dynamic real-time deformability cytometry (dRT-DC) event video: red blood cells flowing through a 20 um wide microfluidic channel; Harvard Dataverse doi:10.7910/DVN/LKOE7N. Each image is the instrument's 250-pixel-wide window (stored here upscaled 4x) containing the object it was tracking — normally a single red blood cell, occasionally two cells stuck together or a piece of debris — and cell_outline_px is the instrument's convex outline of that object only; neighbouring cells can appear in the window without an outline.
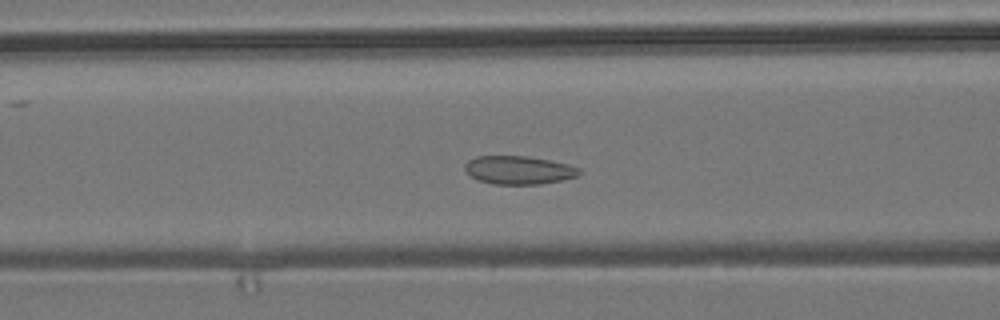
{"species": "common noctule bat (a hibernating species)", "species_latin": "Nyctalus noctula", "temperature_condition": "room temperature", "stored_images_in_passage": 48, "camera_frame_rate_fps": 3000, "um_per_image_px": 0.085, "animal": {"sex": "male", "body_mass_g": 19.2, "forearm_length_mm": 51.8}, "frame": {"image": 1, "passage_image": 15, "time_ms": 4.667, "image_size_px": [1000, 320], "cell_outline_px": [[580, 172], [576, 176], [560, 180], [540, 184], [496, 184], [480, 180], [472, 176], [464, 168], [464, 164], [468, 160], [476, 156], [528, 156], [568, 164], [580, 168]], "centroid_in_image_um": [44.08, 14.44], "position_along_channel_um": 122.5, "area_um2": 18.61}}
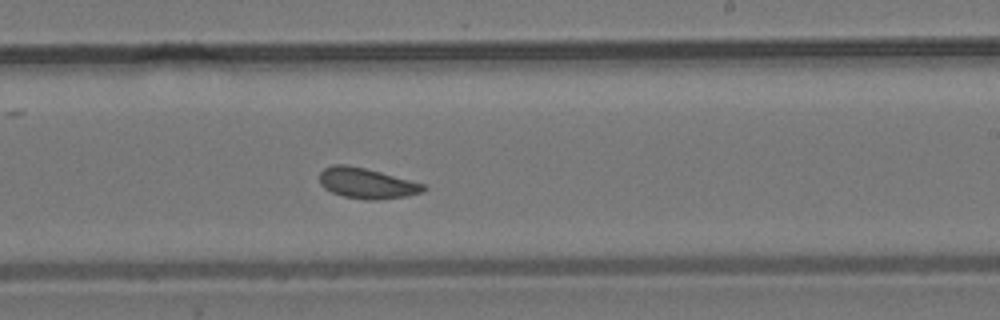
{"frame": {"image": 2, "passage_image": 26, "time_ms": 8.333, "image_size_px": [1000, 320], "cell_outline_px": [[428, 188], [420, 192], [408, 196], [376, 200], [368, 200], [344, 196], [332, 192], [324, 188], [320, 184], [320, 172], [324, 168], [332, 164], [344, 164], [364, 168], [380, 172], [424, 184]], "centroid_in_image_um": [31.15, 15.58], "position_along_channel_um": 257.9, "area_um2": 18.32}}
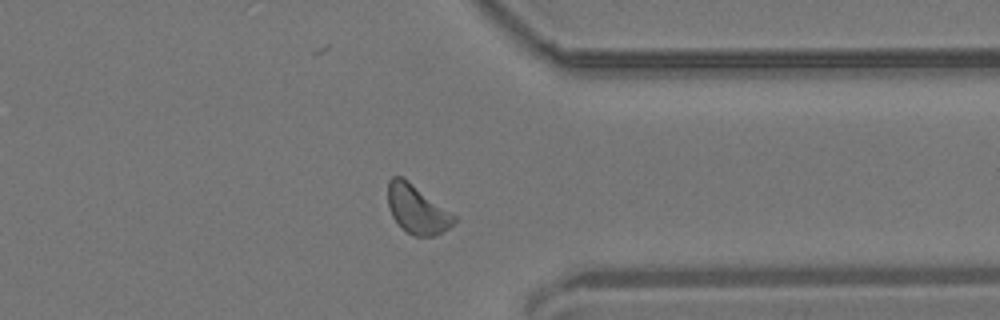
{"frame": {"image": 3, "passage_image": 36, "time_ms": 11.667, "image_size_px": [1000, 320], "cell_outline_px": [[456, 220], [448, 228], [432, 236], [412, 236], [392, 216], [388, 208], [388, 180], [392, 176], [400, 176], [408, 180], [456, 216]], "centroid_in_image_um": [35.42, 17.77], "position_along_channel_um": 376.0, "area_um2": 18.38}, "authors_computed_cell_mechanics": {"area_um2": 18.6116, "velocity_mm_per_s": 3.6975, "shape_relaxation_time_tau1_ms": 7.3772, "shape_relaxation_time_tau2_ms": 2.7308, "deformation_change_tau1": 0.0805, "deformation_change_tau2": 0.072}}